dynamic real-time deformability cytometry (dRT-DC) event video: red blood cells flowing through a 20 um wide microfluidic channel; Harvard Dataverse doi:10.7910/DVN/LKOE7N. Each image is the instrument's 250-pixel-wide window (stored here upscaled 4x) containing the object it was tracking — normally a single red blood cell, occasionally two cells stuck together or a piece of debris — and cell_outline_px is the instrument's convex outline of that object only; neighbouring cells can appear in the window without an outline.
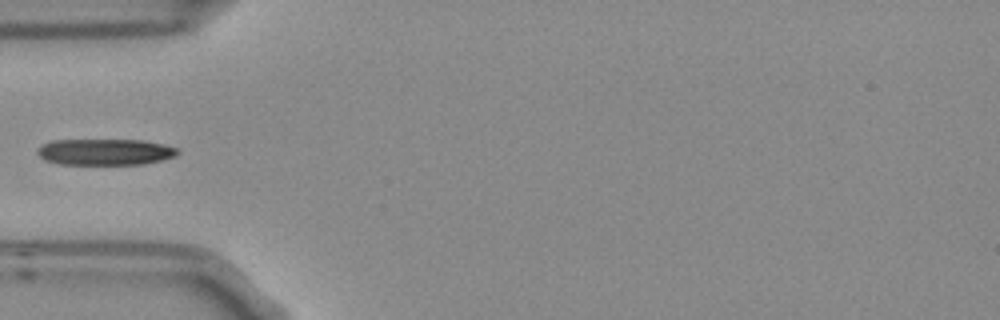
{"species": "Egyptian fruit bat (a non-hibernating species)", "species_latin": "Rousettus aegyptiacus", "temperature_condition": "room temperature", "stored_images_in_passage": 5, "camera_frame_rate_fps": 3000, "um_per_image_px": 0.085, "frame": {"image": 1, "passage_image": 5, "time_ms": 1.333, "image_size_px": [1000, 320], "cell_outline_px": [[180, 152], [176, 156], [144, 164], [60, 164], [44, 160], [36, 152], [36, 148], [52, 140], [144, 140], [164, 144], [176, 148]], "centroid_in_image_um": [8.93, 12.91], "position_along_channel_um": 76.1, "area_um2": 21.5}}